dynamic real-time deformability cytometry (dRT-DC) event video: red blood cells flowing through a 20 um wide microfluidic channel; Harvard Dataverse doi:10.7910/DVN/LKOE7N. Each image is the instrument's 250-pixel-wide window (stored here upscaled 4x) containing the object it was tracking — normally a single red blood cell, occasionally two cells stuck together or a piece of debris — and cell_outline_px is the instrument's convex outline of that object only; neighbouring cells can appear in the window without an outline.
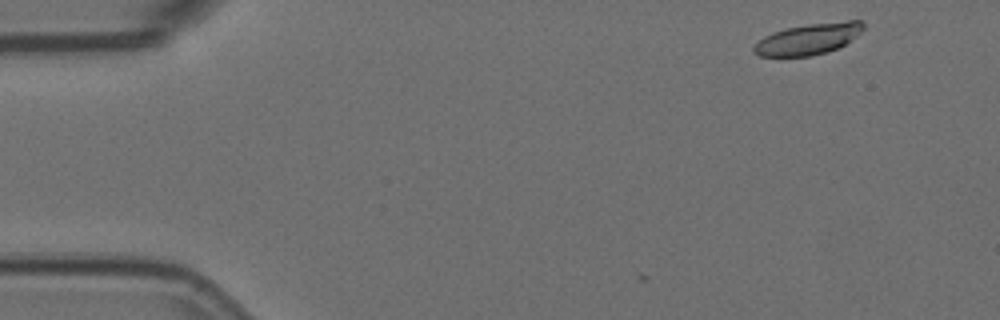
{"species": "Egyptian fruit bat (a non-hibernating species)", "species_latin": "Rousettus aegyptiacus", "temperature_condition": "room temperature", "stored_images_in_passage": 4, "camera_frame_rate_fps": 3000, "um_per_image_px": 0.085, "animal": {"sex": "female"}, "frame": {"image": 1, "passage_image": 1, "time_ms": 0.0, "image_size_px": [1000, 320], "cell_outline_px": [[864, 28], [856, 36], [844, 44], [828, 52], [812, 56], [760, 56], [752, 52], [752, 48], [764, 36], [772, 32], [788, 28], [808, 24], [848, 20], [864, 20]], "centroid_in_image_um": [68.71, 3.31], "position_along_channel_um": 16.3, "area_um2": 19.77}}
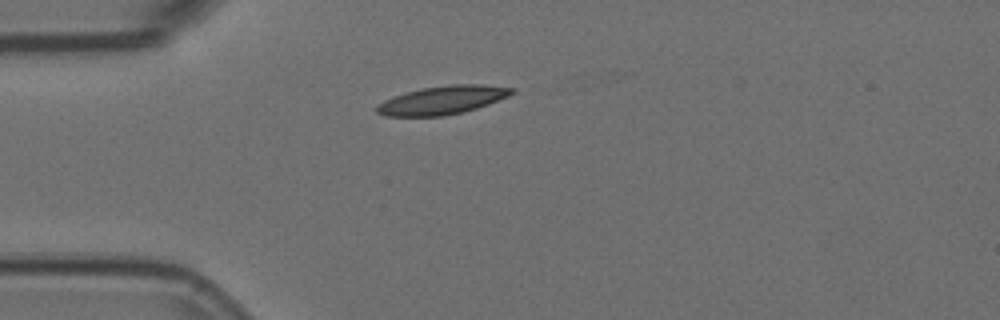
{"frame": {"image": 2, "passage_image": 4, "time_ms": 1.0, "image_size_px": [1000, 320], "cell_outline_px": [[516, 92], [508, 96], [488, 104], [476, 108], [444, 116], [384, 116], [376, 112], [376, 104], [384, 100], [420, 88], [452, 84], [484, 84], [516, 88]], "centroid_in_image_um": [37.62, 8.5], "position_along_channel_um": 47.4, "area_um2": 22.31}}